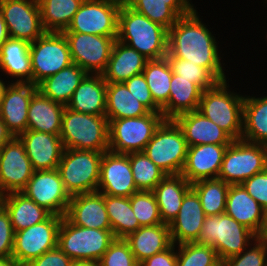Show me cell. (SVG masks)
<instances>
[{
	"mask_svg": "<svg viewBox=\"0 0 267 266\" xmlns=\"http://www.w3.org/2000/svg\"><path fill=\"white\" fill-rule=\"evenodd\" d=\"M167 53L209 69L220 81L226 80L215 38L201 23L196 10L180 17L168 30Z\"/></svg>",
	"mask_w": 267,
	"mask_h": 266,
	"instance_id": "1",
	"label": "cell"
},
{
	"mask_svg": "<svg viewBox=\"0 0 267 266\" xmlns=\"http://www.w3.org/2000/svg\"><path fill=\"white\" fill-rule=\"evenodd\" d=\"M116 40L148 60L164 58L168 52V29L134 11L124 1L119 10Z\"/></svg>",
	"mask_w": 267,
	"mask_h": 266,
	"instance_id": "2",
	"label": "cell"
},
{
	"mask_svg": "<svg viewBox=\"0 0 267 266\" xmlns=\"http://www.w3.org/2000/svg\"><path fill=\"white\" fill-rule=\"evenodd\" d=\"M60 138L64 149L109 151V121L106 116L76 112L65 106Z\"/></svg>",
	"mask_w": 267,
	"mask_h": 266,
	"instance_id": "3",
	"label": "cell"
},
{
	"mask_svg": "<svg viewBox=\"0 0 267 266\" xmlns=\"http://www.w3.org/2000/svg\"><path fill=\"white\" fill-rule=\"evenodd\" d=\"M244 97L227 92L226 80L202 92L198 112L226 131L234 140L243 132Z\"/></svg>",
	"mask_w": 267,
	"mask_h": 266,
	"instance_id": "4",
	"label": "cell"
},
{
	"mask_svg": "<svg viewBox=\"0 0 267 266\" xmlns=\"http://www.w3.org/2000/svg\"><path fill=\"white\" fill-rule=\"evenodd\" d=\"M256 239L255 233L226 213L205 217L197 243L211 245L220 261L240 254Z\"/></svg>",
	"mask_w": 267,
	"mask_h": 266,
	"instance_id": "5",
	"label": "cell"
},
{
	"mask_svg": "<svg viewBox=\"0 0 267 266\" xmlns=\"http://www.w3.org/2000/svg\"><path fill=\"white\" fill-rule=\"evenodd\" d=\"M103 152L64 149L58 171L70 197L98 191Z\"/></svg>",
	"mask_w": 267,
	"mask_h": 266,
	"instance_id": "6",
	"label": "cell"
},
{
	"mask_svg": "<svg viewBox=\"0 0 267 266\" xmlns=\"http://www.w3.org/2000/svg\"><path fill=\"white\" fill-rule=\"evenodd\" d=\"M114 240L112 230L75 226L63 216L57 246L74 262L99 261Z\"/></svg>",
	"mask_w": 267,
	"mask_h": 266,
	"instance_id": "7",
	"label": "cell"
},
{
	"mask_svg": "<svg viewBox=\"0 0 267 266\" xmlns=\"http://www.w3.org/2000/svg\"><path fill=\"white\" fill-rule=\"evenodd\" d=\"M188 145L174 120H164L143 152L167 175H178L184 167Z\"/></svg>",
	"mask_w": 267,
	"mask_h": 266,
	"instance_id": "8",
	"label": "cell"
},
{
	"mask_svg": "<svg viewBox=\"0 0 267 266\" xmlns=\"http://www.w3.org/2000/svg\"><path fill=\"white\" fill-rule=\"evenodd\" d=\"M162 113L109 120V151L118 154L143 152L155 130L164 121Z\"/></svg>",
	"mask_w": 267,
	"mask_h": 266,
	"instance_id": "9",
	"label": "cell"
},
{
	"mask_svg": "<svg viewBox=\"0 0 267 266\" xmlns=\"http://www.w3.org/2000/svg\"><path fill=\"white\" fill-rule=\"evenodd\" d=\"M267 168V145L234 140L228 145L218 175L225 183L242 184Z\"/></svg>",
	"mask_w": 267,
	"mask_h": 266,
	"instance_id": "10",
	"label": "cell"
},
{
	"mask_svg": "<svg viewBox=\"0 0 267 266\" xmlns=\"http://www.w3.org/2000/svg\"><path fill=\"white\" fill-rule=\"evenodd\" d=\"M30 57L32 84L35 86L73 64L67 39L62 32H45L30 43Z\"/></svg>",
	"mask_w": 267,
	"mask_h": 266,
	"instance_id": "11",
	"label": "cell"
},
{
	"mask_svg": "<svg viewBox=\"0 0 267 266\" xmlns=\"http://www.w3.org/2000/svg\"><path fill=\"white\" fill-rule=\"evenodd\" d=\"M124 0H84L62 32L117 36L118 15Z\"/></svg>",
	"mask_w": 267,
	"mask_h": 266,
	"instance_id": "12",
	"label": "cell"
},
{
	"mask_svg": "<svg viewBox=\"0 0 267 266\" xmlns=\"http://www.w3.org/2000/svg\"><path fill=\"white\" fill-rule=\"evenodd\" d=\"M62 218L51 214L46 220L15 232L12 257L25 266L43 253L56 248Z\"/></svg>",
	"mask_w": 267,
	"mask_h": 266,
	"instance_id": "13",
	"label": "cell"
},
{
	"mask_svg": "<svg viewBox=\"0 0 267 266\" xmlns=\"http://www.w3.org/2000/svg\"><path fill=\"white\" fill-rule=\"evenodd\" d=\"M67 39L73 63L87 74H102L109 62L117 36L62 32Z\"/></svg>",
	"mask_w": 267,
	"mask_h": 266,
	"instance_id": "14",
	"label": "cell"
},
{
	"mask_svg": "<svg viewBox=\"0 0 267 266\" xmlns=\"http://www.w3.org/2000/svg\"><path fill=\"white\" fill-rule=\"evenodd\" d=\"M0 10L10 38L32 43L46 32L38 0H0Z\"/></svg>",
	"mask_w": 267,
	"mask_h": 266,
	"instance_id": "15",
	"label": "cell"
},
{
	"mask_svg": "<svg viewBox=\"0 0 267 266\" xmlns=\"http://www.w3.org/2000/svg\"><path fill=\"white\" fill-rule=\"evenodd\" d=\"M21 192L51 214L62 217L66 215L71 197L64 188L57 168L34 171Z\"/></svg>",
	"mask_w": 267,
	"mask_h": 266,
	"instance_id": "16",
	"label": "cell"
},
{
	"mask_svg": "<svg viewBox=\"0 0 267 266\" xmlns=\"http://www.w3.org/2000/svg\"><path fill=\"white\" fill-rule=\"evenodd\" d=\"M33 173L32 163L26 154L24 144L18 137H13L0 148L1 195L21 192Z\"/></svg>",
	"mask_w": 267,
	"mask_h": 266,
	"instance_id": "17",
	"label": "cell"
},
{
	"mask_svg": "<svg viewBox=\"0 0 267 266\" xmlns=\"http://www.w3.org/2000/svg\"><path fill=\"white\" fill-rule=\"evenodd\" d=\"M104 195L130 197L138 192L127 154L103 152L98 183Z\"/></svg>",
	"mask_w": 267,
	"mask_h": 266,
	"instance_id": "18",
	"label": "cell"
},
{
	"mask_svg": "<svg viewBox=\"0 0 267 266\" xmlns=\"http://www.w3.org/2000/svg\"><path fill=\"white\" fill-rule=\"evenodd\" d=\"M38 91L30 83H11L0 100V119L13 137L27 131L28 107L32 96Z\"/></svg>",
	"mask_w": 267,
	"mask_h": 266,
	"instance_id": "19",
	"label": "cell"
},
{
	"mask_svg": "<svg viewBox=\"0 0 267 266\" xmlns=\"http://www.w3.org/2000/svg\"><path fill=\"white\" fill-rule=\"evenodd\" d=\"M228 145L202 144L189 146L181 175L193 184L200 180L218 178Z\"/></svg>",
	"mask_w": 267,
	"mask_h": 266,
	"instance_id": "20",
	"label": "cell"
},
{
	"mask_svg": "<svg viewBox=\"0 0 267 266\" xmlns=\"http://www.w3.org/2000/svg\"><path fill=\"white\" fill-rule=\"evenodd\" d=\"M18 138L24 144L34 171L53 170L58 167L64 151L60 135L27 130Z\"/></svg>",
	"mask_w": 267,
	"mask_h": 266,
	"instance_id": "21",
	"label": "cell"
},
{
	"mask_svg": "<svg viewBox=\"0 0 267 266\" xmlns=\"http://www.w3.org/2000/svg\"><path fill=\"white\" fill-rule=\"evenodd\" d=\"M65 217L75 226L111 230L104 194L99 191L72 196Z\"/></svg>",
	"mask_w": 267,
	"mask_h": 266,
	"instance_id": "22",
	"label": "cell"
},
{
	"mask_svg": "<svg viewBox=\"0 0 267 266\" xmlns=\"http://www.w3.org/2000/svg\"><path fill=\"white\" fill-rule=\"evenodd\" d=\"M205 217L199 196L191 188L183 197L178 215L169 224L172 243L196 242Z\"/></svg>",
	"mask_w": 267,
	"mask_h": 266,
	"instance_id": "23",
	"label": "cell"
},
{
	"mask_svg": "<svg viewBox=\"0 0 267 266\" xmlns=\"http://www.w3.org/2000/svg\"><path fill=\"white\" fill-rule=\"evenodd\" d=\"M174 121L182 129L189 146L202 144L229 145L234 139L198 111L178 115Z\"/></svg>",
	"mask_w": 267,
	"mask_h": 266,
	"instance_id": "24",
	"label": "cell"
},
{
	"mask_svg": "<svg viewBox=\"0 0 267 266\" xmlns=\"http://www.w3.org/2000/svg\"><path fill=\"white\" fill-rule=\"evenodd\" d=\"M106 94L107 82L102 74H87L75 89L66 107L76 112L106 116Z\"/></svg>",
	"mask_w": 267,
	"mask_h": 266,
	"instance_id": "25",
	"label": "cell"
},
{
	"mask_svg": "<svg viewBox=\"0 0 267 266\" xmlns=\"http://www.w3.org/2000/svg\"><path fill=\"white\" fill-rule=\"evenodd\" d=\"M148 59L135 49L116 40L109 62L102 73L107 83H122L132 76L143 73Z\"/></svg>",
	"mask_w": 267,
	"mask_h": 266,
	"instance_id": "26",
	"label": "cell"
},
{
	"mask_svg": "<svg viewBox=\"0 0 267 266\" xmlns=\"http://www.w3.org/2000/svg\"><path fill=\"white\" fill-rule=\"evenodd\" d=\"M124 240L139 264L154 254L165 251L173 244L169 225L165 223L141 226Z\"/></svg>",
	"mask_w": 267,
	"mask_h": 266,
	"instance_id": "27",
	"label": "cell"
},
{
	"mask_svg": "<svg viewBox=\"0 0 267 266\" xmlns=\"http://www.w3.org/2000/svg\"><path fill=\"white\" fill-rule=\"evenodd\" d=\"M124 2L134 11L168 30L180 17L195 10L188 0H124Z\"/></svg>",
	"mask_w": 267,
	"mask_h": 266,
	"instance_id": "28",
	"label": "cell"
},
{
	"mask_svg": "<svg viewBox=\"0 0 267 266\" xmlns=\"http://www.w3.org/2000/svg\"><path fill=\"white\" fill-rule=\"evenodd\" d=\"M64 108L65 105L37 91L29 103L27 130L60 135Z\"/></svg>",
	"mask_w": 267,
	"mask_h": 266,
	"instance_id": "29",
	"label": "cell"
},
{
	"mask_svg": "<svg viewBox=\"0 0 267 266\" xmlns=\"http://www.w3.org/2000/svg\"><path fill=\"white\" fill-rule=\"evenodd\" d=\"M263 211L242 184L229 186L225 209L227 215L256 234L261 225Z\"/></svg>",
	"mask_w": 267,
	"mask_h": 266,
	"instance_id": "30",
	"label": "cell"
},
{
	"mask_svg": "<svg viewBox=\"0 0 267 266\" xmlns=\"http://www.w3.org/2000/svg\"><path fill=\"white\" fill-rule=\"evenodd\" d=\"M191 184L181 175H166L152 190L157 201L162 222L170 224L178 215L183 197Z\"/></svg>",
	"mask_w": 267,
	"mask_h": 266,
	"instance_id": "31",
	"label": "cell"
},
{
	"mask_svg": "<svg viewBox=\"0 0 267 266\" xmlns=\"http://www.w3.org/2000/svg\"><path fill=\"white\" fill-rule=\"evenodd\" d=\"M1 205L9 214L14 232L40 223L51 215L49 211L38 206L22 192L2 195Z\"/></svg>",
	"mask_w": 267,
	"mask_h": 266,
	"instance_id": "32",
	"label": "cell"
},
{
	"mask_svg": "<svg viewBox=\"0 0 267 266\" xmlns=\"http://www.w3.org/2000/svg\"><path fill=\"white\" fill-rule=\"evenodd\" d=\"M202 90L194 83L173 73L168 103L161 109L165 120H174L178 115L197 111Z\"/></svg>",
	"mask_w": 267,
	"mask_h": 266,
	"instance_id": "33",
	"label": "cell"
},
{
	"mask_svg": "<svg viewBox=\"0 0 267 266\" xmlns=\"http://www.w3.org/2000/svg\"><path fill=\"white\" fill-rule=\"evenodd\" d=\"M0 69L12 77H20L17 83L32 84L30 43L9 37L0 47Z\"/></svg>",
	"mask_w": 267,
	"mask_h": 266,
	"instance_id": "34",
	"label": "cell"
},
{
	"mask_svg": "<svg viewBox=\"0 0 267 266\" xmlns=\"http://www.w3.org/2000/svg\"><path fill=\"white\" fill-rule=\"evenodd\" d=\"M86 75L81 67L73 63L41 81L37 89L43 96L66 106Z\"/></svg>",
	"mask_w": 267,
	"mask_h": 266,
	"instance_id": "35",
	"label": "cell"
},
{
	"mask_svg": "<svg viewBox=\"0 0 267 266\" xmlns=\"http://www.w3.org/2000/svg\"><path fill=\"white\" fill-rule=\"evenodd\" d=\"M150 111L122 83H107L106 118L122 119L144 116Z\"/></svg>",
	"mask_w": 267,
	"mask_h": 266,
	"instance_id": "36",
	"label": "cell"
},
{
	"mask_svg": "<svg viewBox=\"0 0 267 266\" xmlns=\"http://www.w3.org/2000/svg\"><path fill=\"white\" fill-rule=\"evenodd\" d=\"M241 139L267 145V96L263 98L244 97Z\"/></svg>",
	"mask_w": 267,
	"mask_h": 266,
	"instance_id": "37",
	"label": "cell"
},
{
	"mask_svg": "<svg viewBox=\"0 0 267 266\" xmlns=\"http://www.w3.org/2000/svg\"><path fill=\"white\" fill-rule=\"evenodd\" d=\"M104 203L115 238L125 239L141 227L132 210L130 197L104 195Z\"/></svg>",
	"mask_w": 267,
	"mask_h": 266,
	"instance_id": "38",
	"label": "cell"
},
{
	"mask_svg": "<svg viewBox=\"0 0 267 266\" xmlns=\"http://www.w3.org/2000/svg\"><path fill=\"white\" fill-rule=\"evenodd\" d=\"M84 0H38L46 32H62L70 25Z\"/></svg>",
	"mask_w": 267,
	"mask_h": 266,
	"instance_id": "39",
	"label": "cell"
},
{
	"mask_svg": "<svg viewBox=\"0 0 267 266\" xmlns=\"http://www.w3.org/2000/svg\"><path fill=\"white\" fill-rule=\"evenodd\" d=\"M143 74L154 102L162 109L169 100L173 74L167 58L148 60Z\"/></svg>",
	"mask_w": 267,
	"mask_h": 266,
	"instance_id": "40",
	"label": "cell"
},
{
	"mask_svg": "<svg viewBox=\"0 0 267 266\" xmlns=\"http://www.w3.org/2000/svg\"><path fill=\"white\" fill-rule=\"evenodd\" d=\"M229 186L230 184L219 178L200 180L191 184V188L199 196L206 216L225 213Z\"/></svg>",
	"mask_w": 267,
	"mask_h": 266,
	"instance_id": "41",
	"label": "cell"
},
{
	"mask_svg": "<svg viewBox=\"0 0 267 266\" xmlns=\"http://www.w3.org/2000/svg\"><path fill=\"white\" fill-rule=\"evenodd\" d=\"M138 191H152L167 175L144 152L127 154Z\"/></svg>",
	"mask_w": 267,
	"mask_h": 266,
	"instance_id": "42",
	"label": "cell"
},
{
	"mask_svg": "<svg viewBox=\"0 0 267 266\" xmlns=\"http://www.w3.org/2000/svg\"><path fill=\"white\" fill-rule=\"evenodd\" d=\"M173 73L196 84L202 91L215 87L220 80L207 68L179 58L165 56Z\"/></svg>",
	"mask_w": 267,
	"mask_h": 266,
	"instance_id": "43",
	"label": "cell"
},
{
	"mask_svg": "<svg viewBox=\"0 0 267 266\" xmlns=\"http://www.w3.org/2000/svg\"><path fill=\"white\" fill-rule=\"evenodd\" d=\"M177 266H217L221 261L211 245L197 242L179 244Z\"/></svg>",
	"mask_w": 267,
	"mask_h": 266,
	"instance_id": "44",
	"label": "cell"
},
{
	"mask_svg": "<svg viewBox=\"0 0 267 266\" xmlns=\"http://www.w3.org/2000/svg\"><path fill=\"white\" fill-rule=\"evenodd\" d=\"M132 210L140 226L162 224L159 207L152 191H138L130 196Z\"/></svg>",
	"mask_w": 267,
	"mask_h": 266,
	"instance_id": "45",
	"label": "cell"
},
{
	"mask_svg": "<svg viewBox=\"0 0 267 266\" xmlns=\"http://www.w3.org/2000/svg\"><path fill=\"white\" fill-rule=\"evenodd\" d=\"M99 262L101 266H139L128 243L117 238L109 245Z\"/></svg>",
	"mask_w": 267,
	"mask_h": 266,
	"instance_id": "46",
	"label": "cell"
},
{
	"mask_svg": "<svg viewBox=\"0 0 267 266\" xmlns=\"http://www.w3.org/2000/svg\"><path fill=\"white\" fill-rule=\"evenodd\" d=\"M254 247L246 252H241L238 255L222 261L223 266H267V243L255 240ZM243 253V254H242Z\"/></svg>",
	"mask_w": 267,
	"mask_h": 266,
	"instance_id": "47",
	"label": "cell"
},
{
	"mask_svg": "<svg viewBox=\"0 0 267 266\" xmlns=\"http://www.w3.org/2000/svg\"><path fill=\"white\" fill-rule=\"evenodd\" d=\"M124 83L130 93L133 94L150 112L161 113V108L154 102L143 73L132 76Z\"/></svg>",
	"mask_w": 267,
	"mask_h": 266,
	"instance_id": "48",
	"label": "cell"
},
{
	"mask_svg": "<svg viewBox=\"0 0 267 266\" xmlns=\"http://www.w3.org/2000/svg\"><path fill=\"white\" fill-rule=\"evenodd\" d=\"M248 194L267 209V168L242 183Z\"/></svg>",
	"mask_w": 267,
	"mask_h": 266,
	"instance_id": "49",
	"label": "cell"
},
{
	"mask_svg": "<svg viewBox=\"0 0 267 266\" xmlns=\"http://www.w3.org/2000/svg\"><path fill=\"white\" fill-rule=\"evenodd\" d=\"M14 230L6 209L0 205V258L10 257L13 252Z\"/></svg>",
	"mask_w": 267,
	"mask_h": 266,
	"instance_id": "50",
	"label": "cell"
},
{
	"mask_svg": "<svg viewBox=\"0 0 267 266\" xmlns=\"http://www.w3.org/2000/svg\"><path fill=\"white\" fill-rule=\"evenodd\" d=\"M74 261L58 246L33 259L25 266H73Z\"/></svg>",
	"mask_w": 267,
	"mask_h": 266,
	"instance_id": "51",
	"label": "cell"
},
{
	"mask_svg": "<svg viewBox=\"0 0 267 266\" xmlns=\"http://www.w3.org/2000/svg\"><path fill=\"white\" fill-rule=\"evenodd\" d=\"M174 245L145 259L139 266H177V253L174 252Z\"/></svg>",
	"mask_w": 267,
	"mask_h": 266,
	"instance_id": "52",
	"label": "cell"
},
{
	"mask_svg": "<svg viewBox=\"0 0 267 266\" xmlns=\"http://www.w3.org/2000/svg\"><path fill=\"white\" fill-rule=\"evenodd\" d=\"M256 239L267 243V209H264L261 225L255 234Z\"/></svg>",
	"mask_w": 267,
	"mask_h": 266,
	"instance_id": "53",
	"label": "cell"
},
{
	"mask_svg": "<svg viewBox=\"0 0 267 266\" xmlns=\"http://www.w3.org/2000/svg\"><path fill=\"white\" fill-rule=\"evenodd\" d=\"M13 138V135L8 131L4 122L0 119V148Z\"/></svg>",
	"mask_w": 267,
	"mask_h": 266,
	"instance_id": "54",
	"label": "cell"
},
{
	"mask_svg": "<svg viewBox=\"0 0 267 266\" xmlns=\"http://www.w3.org/2000/svg\"><path fill=\"white\" fill-rule=\"evenodd\" d=\"M9 38L6 23L3 18L2 11L0 10V47Z\"/></svg>",
	"mask_w": 267,
	"mask_h": 266,
	"instance_id": "55",
	"label": "cell"
},
{
	"mask_svg": "<svg viewBox=\"0 0 267 266\" xmlns=\"http://www.w3.org/2000/svg\"><path fill=\"white\" fill-rule=\"evenodd\" d=\"M0 266H24L18 263L12 256L0 258Z\"/></svg>",
	"mask_w": 267,
	"mask_h": 266,
	"instance_id": "56",
	"label": "cell"
},
{
	"mask_svg": "<svg viewBox=\"0 0 267 266\" xmlns=\"http://www.w3.org/2000/svg\"><path fill=\"white\" fill-rule=\"evenodd\" d=\"M73 266H101L99 261H77Z\"/></svg>",
	"mask_w": 267,
	"mask_h": 266,
	"instance_id": "57",
	"label": "cell"
},
{
	"mask_svg": "<svg viewBox=\"0 0 267 266\" xmlns=\"http://www.w3.org/2000/svg\"><path fill=\"white\" fill-rule=\"evenodd\" d=\"M6 85L4 82H2V80H0V100L2 99L4 92L6 90Z\"/></svg>",
	"mask_w": 267,
	"mask_h": 266,
	"instance_id": "58",
	"label": "cell"
},
{
	"mask_svg": "<svg viewBox=\"0 0 267 266\" xmlns=\"http://www.w3.org/2000/svg\"><path fill=\"white\" fill-rule=\"evenodd\" d=\"M1 201H2V195L0 194V205H1Z\"/></svg>",
	"mask_w": 267,
	"mask_h": 266,
	"instance_id": "59",
	"label": "cell"
},
{
	"mask_svg": "<svg viewBox=\"0 0 267 266\" xmlns=\"http://www.w3.org/2000/svg\"><path fill=\"white\" fill-rule=\"evenodd\" d=\"M217 266H223L222 262H220Z\"/></svg>",
	"mask_w": 267,
	"mask_h": 266,
	"instance_id": "60",
	"label": "cell"
}]
</instances>
